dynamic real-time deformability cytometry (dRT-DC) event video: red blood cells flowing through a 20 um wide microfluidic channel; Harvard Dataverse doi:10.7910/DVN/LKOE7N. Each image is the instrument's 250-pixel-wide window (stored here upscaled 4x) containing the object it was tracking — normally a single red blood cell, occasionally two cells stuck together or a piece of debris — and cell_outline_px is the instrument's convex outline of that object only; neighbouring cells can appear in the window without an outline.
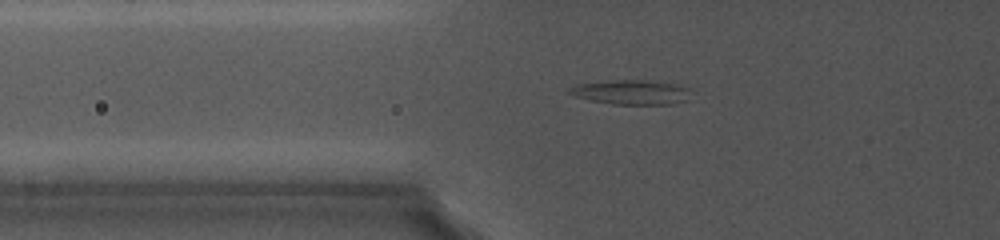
{"species": "common noctule bat (a hibernating species)", "species_latin": "Nyctalus noctula", "temperature_condition": "cold", "stored_images_in_passage": 6, "camera_frame_rate_fps": 5000, "um_per_image_px": 0.085, "animal": {"sex": "female", "body_mass_g": 19.0, "forearm_length_mm": 56.7}, "frame": {"image": 1, "passage_image": 3, "time_ms": 2.2, "image_size_px": [1000, 240], "cell_outline_px": [[688, 88], [684, 100], [672, 104], [612, 104], [592, 100], [576, 96], [564, 92], [568, 88], [576, 84], [604, 80], [652, 80], [672, 84]], "centroid_in_image_um": [53.52, 7.82], "position_along_channel_um": 72.3, "area_um2": 17.17}}
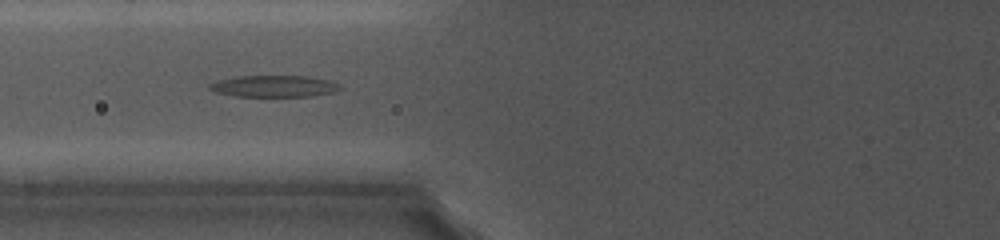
{"frame": {"image": 2, "passage_image": 4, "time_ms": 3.4, "image_size_px": [1000, 240], "cell_outline_px": [[344, 88], [332, 92], [312, 96], [236, 96], [216, 92], [208, 88], [208, 84], [216, 80], [236, 76], [308, 76], [332, 80], [340, 84]], "centroid_in_image_um": [23.32, 7.31], "position_along_channel_um": 102.5, "area_um2": 16.59}}